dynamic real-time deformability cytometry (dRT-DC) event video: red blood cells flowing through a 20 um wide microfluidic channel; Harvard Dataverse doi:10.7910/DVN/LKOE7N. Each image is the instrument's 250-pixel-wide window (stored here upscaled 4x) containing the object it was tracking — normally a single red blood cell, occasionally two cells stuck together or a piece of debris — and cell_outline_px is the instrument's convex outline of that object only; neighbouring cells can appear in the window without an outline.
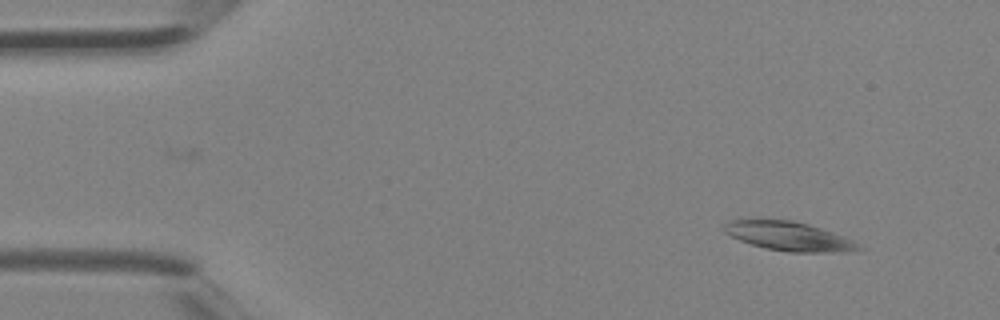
{"species": "Egyptian fruit bat (a non-hibernating species)", "species_latin": "Rousettus aegyptiacus", "temperature_condition": "room temperature", "stored_images_in_passage": 2, "camera_frame_rate_fps": 3000, "um_per_image_px": 0.085, "animal": {"sex": "female"}, "frame": {"image": 1, "passage_image": 2, "time_ms": 0.333, "image_size_px": [1000, 320], "cell_outline_px": [[868, 248], [844, 252], [788, 252], [768, 248], [752, 244], [740, 240], [724, 232], [724, 224], [728, 220], [792, 220], [808, 224], [832, 232], [852, 240]], "centroid_in_image_um": [67.1, 20.09], "position_along_channel_um": 17.9, "area_um2": 22.48}}